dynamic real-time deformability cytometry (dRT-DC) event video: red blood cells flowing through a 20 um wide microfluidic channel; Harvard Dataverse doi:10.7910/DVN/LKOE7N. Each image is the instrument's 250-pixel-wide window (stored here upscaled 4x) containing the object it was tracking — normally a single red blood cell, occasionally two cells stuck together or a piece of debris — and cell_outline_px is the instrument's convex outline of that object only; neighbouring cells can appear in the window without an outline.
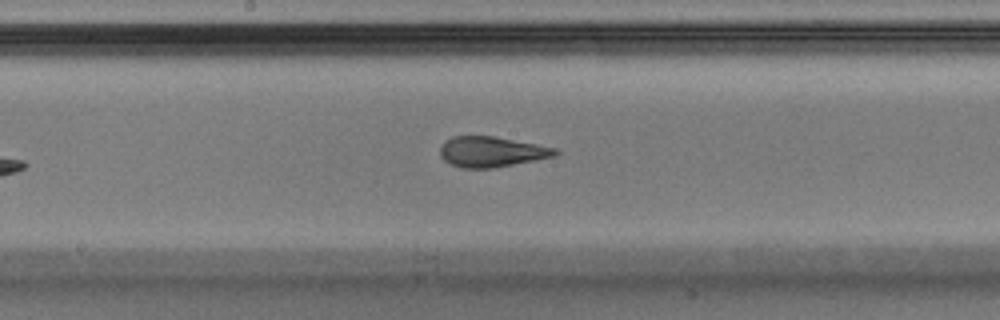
{"species": "Egyptian fruit bat (a non-hibernating species)", "species_latin": "Rousettus aegyptiacus", "temperature_condition": "warm", "stored_images_in_passage": 7, "camera_frame_rate_fps": 3000, "um_per_image_px": 0.085, "animal": {"sex": "male"}, "frame": {"image": 1, "passage_image": 7, "time_ms": 2.0, "image_size_px": [1000, 320], "cell_outline_px": [[560, 152], [552, 156], [492, 168], [460, 168], [444, 160], [440, 156], [440, 148], [444, 140], [452, 136], [492, 136], [536, 144], [556, 148]], "centroid_in_image_um": [41.71, 12.89], "position_along_channel_um": 206.5, "area_um2": 20.11}}